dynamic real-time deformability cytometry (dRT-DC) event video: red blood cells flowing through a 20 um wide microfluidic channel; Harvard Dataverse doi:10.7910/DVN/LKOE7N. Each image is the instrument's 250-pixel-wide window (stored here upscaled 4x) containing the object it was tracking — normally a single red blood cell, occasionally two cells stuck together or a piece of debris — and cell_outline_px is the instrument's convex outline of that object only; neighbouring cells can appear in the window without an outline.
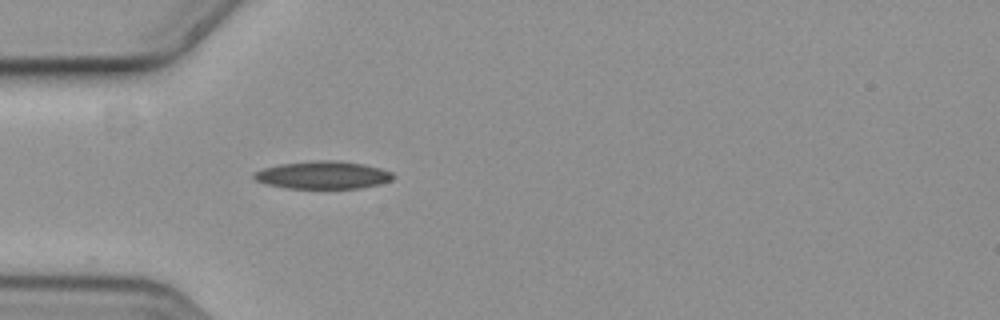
{"species": "common noctule bat (a hibernating species)", "species_latin": "Nyctalus noctula", "temperature_condition": "cold", "stored_images_in_passage": 8, "camera_frame_rate_fps": 3000, "um_per_image_px": 0.085, "animal": {"sex": "female", "body_mass_g": 19.3, "forearm_length_mm": 54.1}, "frame": {"image": 1, "passage_image": 1, "time_ms": 0.0, "image_size_px": [1000, 320], "cell_outline_px": [[396, 176], [392, 180], [380, 184], [360, 188], [288, 188], [268, 184], [256, 180], [252, 176], [256, 172], [264, 168], [280, 164], [312, 160], [340, 160], [364, 164], [380, 168], [392, 172]], "centroid_in_image_um": [27.5, 14.87], "position_along_channel_um": 57.5, "area_um2": 22.48}}
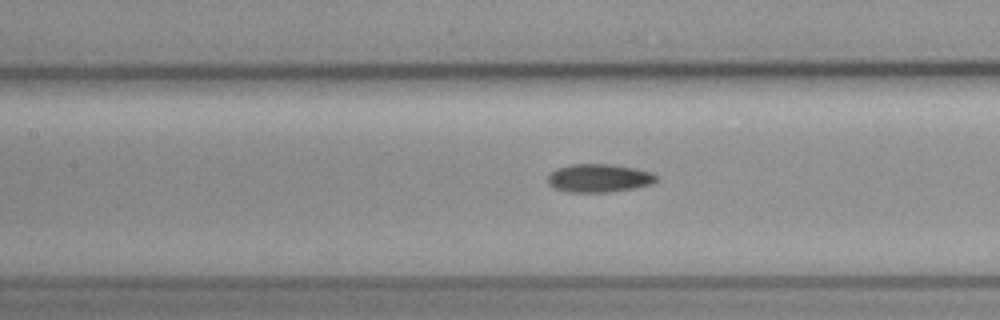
{"frame": {"image": 2, "passage_image": 6, "time_ms": 1.667, "image_size_px": [1000, 320], "cell_outline_px": [[656, 180], [652, 184], [632, 188], [608, 192], [568, 192], [552, 188], [548, 184], [548, 176], [556, 168], [568, 164], [612, 164], [652, 172], [656, 176]], "centroid_in_image_um": [50.86, 15.14], "position_along_channel_um": 156.5, "area_um2": 17.86}}